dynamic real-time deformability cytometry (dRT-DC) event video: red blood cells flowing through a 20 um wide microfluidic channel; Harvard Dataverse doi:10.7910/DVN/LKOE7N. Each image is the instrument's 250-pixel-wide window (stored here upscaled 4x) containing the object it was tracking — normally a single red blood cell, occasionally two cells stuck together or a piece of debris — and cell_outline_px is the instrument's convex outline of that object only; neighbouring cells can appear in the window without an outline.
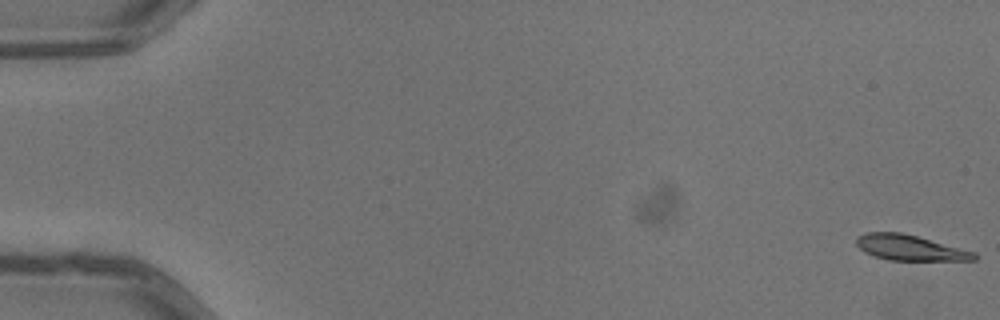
{"species": "common noctule bat (a hibernating species)", "species_latin": "Nyctalus noctula", "temperature_condition": "warm", "stored_images_in_passage": 5, "camera_frame_rate_fps": 3000, "um_per_image_px": 0.085, "animal": {"sex": "male", "body_mass_g": 13.3}, "frame": {"image": 1, "passage_image": 1, "time_ms": 0.0, "image_size_px": [1000, 320], "cell_outline_px": [[980, 256], [976, 260], [888, 260], [872, 256], [864, 252], [856, 244], [856, 236], [868, 232], [900, 232], [916, 236], [976, 252]], "centroid_in_image_um": [77.34, 21.06], "position_along_channel_um": 7.7, "area_um2": 17.51}}
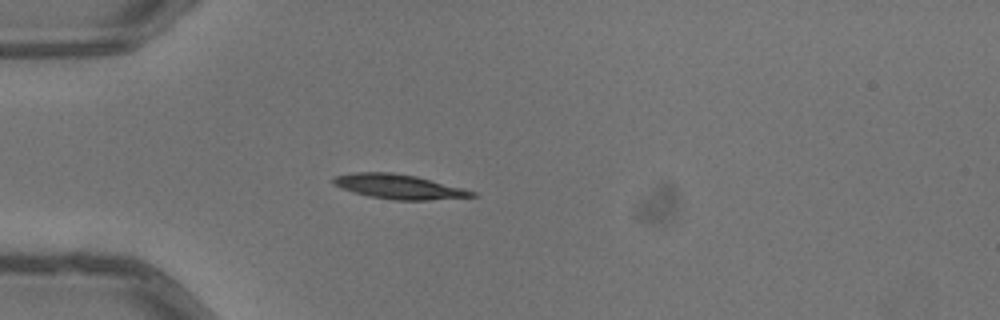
{"frame": {"image": 2, "passage_image": 5, "time_ms": 1.333, "image_size_px": [1000, 320], "cell_outline_px": [[476, 196], [428, 200], [392, 200], [368, 196], [332, 184], [332, 180], [336, 176], [352, 172], [392, 172], [416, 176], [476, 192]], "centroid_in_image_um": [33.87, 15.86], "position_along_channel_um": 51.1, "area_um2": 19.54}}